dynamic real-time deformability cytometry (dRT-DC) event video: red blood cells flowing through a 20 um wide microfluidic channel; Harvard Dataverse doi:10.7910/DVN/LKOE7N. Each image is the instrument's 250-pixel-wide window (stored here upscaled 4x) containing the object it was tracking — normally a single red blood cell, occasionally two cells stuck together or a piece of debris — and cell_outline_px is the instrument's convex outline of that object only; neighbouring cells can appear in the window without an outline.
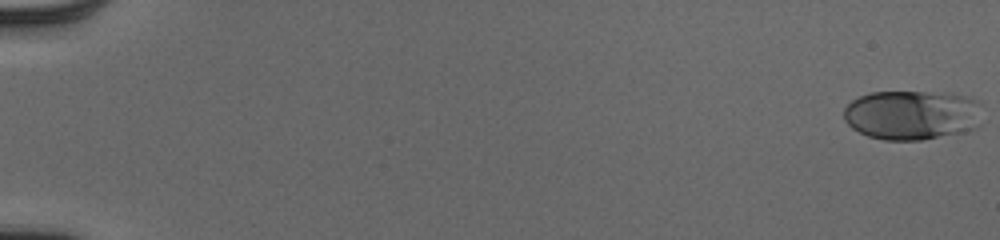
{"species": "human", "species_latin": "Homo sapiens", "temperature_condition": "cold", "stored_images_in_passage": 53, "camera_frame_rate_fps": 3000, "um_per_image_px": 0.085, "donor": {"sex": "male"}, "frame": {"image": 1, "passage_image": 1, "time_ms": 0.0, "image_size_px": [1000, 240], "cell_outline_px": [[980, 124], [976, 128], [964, 132], [920, 140], [884, 140], [868, 136], [852, 128], [844, 120], [844, 108], [852, 100], [860, 96], [872, 92], [924, 92], [968, 96], [976, 100], [980, 104]], "centroid_in_image_um": [77.52, 9.78], "position_along_channel_um": 7.5, "area_um2": 40.06}}
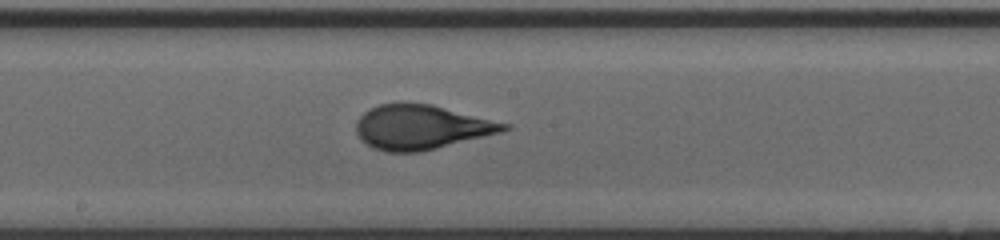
{"frame": {"image": 2, "passage_image": 31, "time_ms": 10.0, "image_size_px": [1000, 240], "cell_outline_px": [[512, 128], [500, 132], [420, 152], [384, 152], [372, 148], [360, 140], [356, 132], [356, 120], [368, 108], [380, 104], [432, 104], [512, 124]], "centroid_in_image_um": [35.79, 10.81], "position_along_channel_um": 212.4, "area_um2": 38.26}}
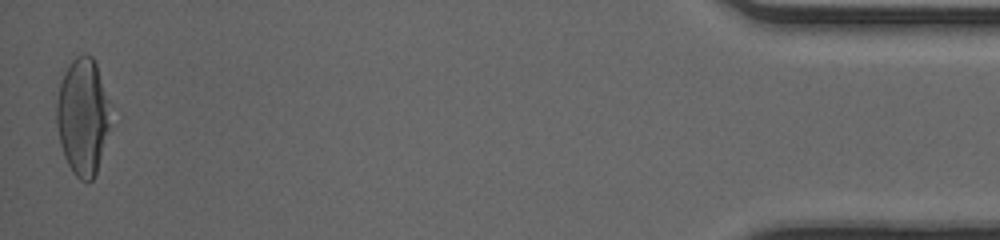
{"frame": {"image": 3, "passage_image": 53, "time_ms": 17.333, "image_size_px": [1000, 240], "cell_outline_px": [[112, 104], [108, 128], [96, 172], [92, 180], [88, 184], [80, 180], [72, 172], [64, 156], [60, 144], [56, 124], [56, 104], [60, 84], [68, 64], [76, 56], [84, 52], [92, 56], [96, 64]], "centroid_in_image_um": [7.03, 9.88], "position_along_channel_um": 428.2, "area_um2": 36.93}, "authors_computed_cell_mechanics": {"area_um2": 37.57, "velocity_mm_per_s": 4.0144, "shape_relaxation_time_tau1_ms": 4.1608, "shape_relaxation_time_tau2_ms": null, "deformation_change_tau1": 0.177, "deformation_change_tau2": null}}